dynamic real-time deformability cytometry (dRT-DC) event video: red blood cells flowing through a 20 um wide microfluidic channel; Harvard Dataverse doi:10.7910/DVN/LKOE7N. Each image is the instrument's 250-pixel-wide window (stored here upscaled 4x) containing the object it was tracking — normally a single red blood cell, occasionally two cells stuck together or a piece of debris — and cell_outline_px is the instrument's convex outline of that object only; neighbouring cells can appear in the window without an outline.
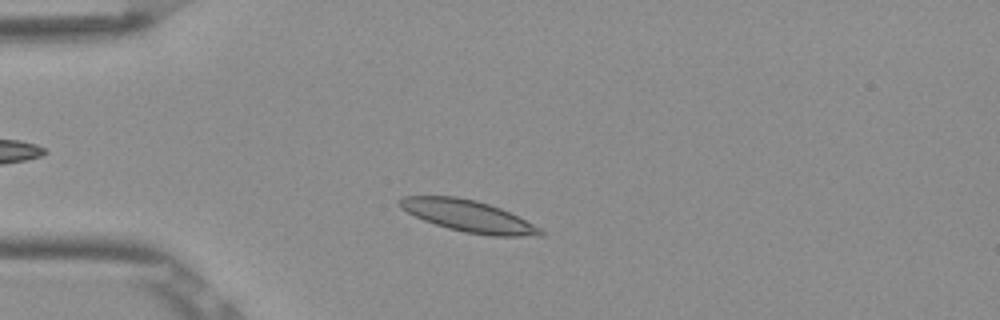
{"species": "Egyptian fruit bat (a non-hibernating species)", "species_latin": "Rousettus aegyptiacus", "temperature_condition": "room temperature", "stored_images_in_passage": 3, "camera_frame_rate_fps": 3000, "um_per_image_px": 0.085, "frame": {"image": 1, "passage_image": 2, "time_ms": 0.333, "image_size_px": [1000, 320], "cell_outline_px": [[544, 236], [488, 236], [464, 232], [448, 228], [424, 220], [400, 208], [396, 200], [404, 196], [456, 196], [476, 200], [500, 208], [540, 228], [544, 232]], "centroid_in_image_um": [39.78, 18.36], "position_along_channel_um": 45.2, "area_um2": 25.78}}